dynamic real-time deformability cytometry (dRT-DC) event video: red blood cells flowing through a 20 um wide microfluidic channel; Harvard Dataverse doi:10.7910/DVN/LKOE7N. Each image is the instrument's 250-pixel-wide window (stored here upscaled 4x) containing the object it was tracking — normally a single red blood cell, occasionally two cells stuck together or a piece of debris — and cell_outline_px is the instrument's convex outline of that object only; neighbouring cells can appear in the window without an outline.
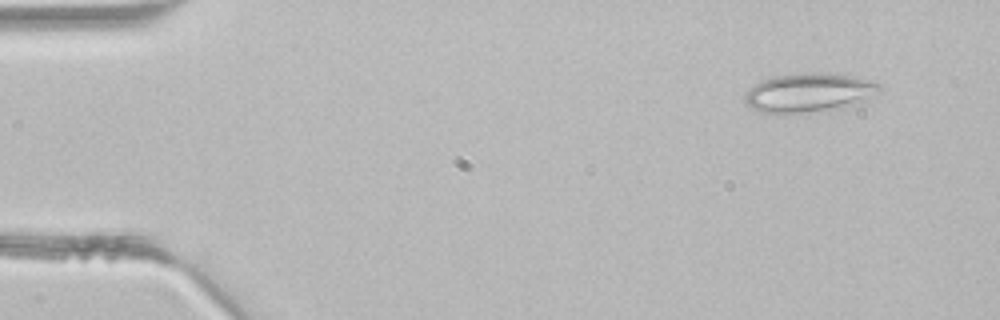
{"species": "common noctule bat (a hibernating species)", "species_latin": "Nyctalus noctula", "temperature_condition": "room temperature", "stored_images_in_passage": 2, "camera_frame_rate_fps": 3000, "um_per_image_px": 0.085, "animal": {"sex": "male", "body_mass_g": 21.5, "forearm_length_mm": 52.0}, "frame": {"image": 1, "passage_image": 1, "time_ms": 0.0, "image_size_px": [1000, 320], "cell_outline_px": [[884, 88], [880, 92], [868, 100], [808, 112], [764, 112], [752, 108], [744, 104], [744, 92], [748, 88], [764, 80], [776, 76], [812, 72], [852, 76], [872, 80], [880, 84]], "centroid_in_image_um": [68.77, 7.85], "position_along_channel_um": 16.2, "area_um2": 29.94}}